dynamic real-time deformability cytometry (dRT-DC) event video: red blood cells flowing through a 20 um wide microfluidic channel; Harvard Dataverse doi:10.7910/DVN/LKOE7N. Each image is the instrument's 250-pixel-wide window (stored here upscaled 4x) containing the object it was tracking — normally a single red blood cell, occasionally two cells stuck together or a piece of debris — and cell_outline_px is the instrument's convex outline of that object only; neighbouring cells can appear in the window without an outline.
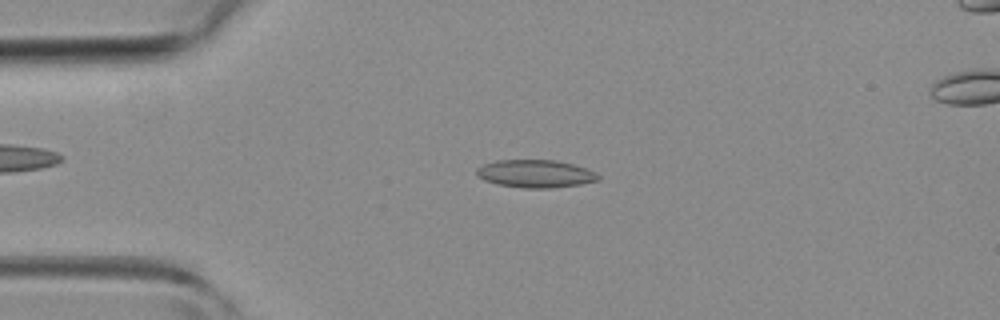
{"species": "common noctule bat (a hibernating species)", "species_latin": "Nyctalus noctula", "temperature_condition": "room temperature", "stored_images_in_passage": 44, "camera_frame_rate_fps": 3000, "um_per_image_px": 0.085, "animal": {"sex": "female", "body_mass_g": 19.3, "forearm_length_mm": 54.1}, "frame": {"image": 1, "passage_image": 9, "time_ms": 2.667, "image_size_px": [1000, 320], "cell_outline_px": [[600, 180], [580, 184], [552, 188], [520, 188], [496, 184], [484, 180], [476, 172], [476, 168], [484, 164], [496, 160], [556, 160], [572, 164], [596, 172], [600, 176]], "centroid_in_image_um": [45.51, 14.77], "position_along_channel_um": 39.5, "area_um2": 19.71}}
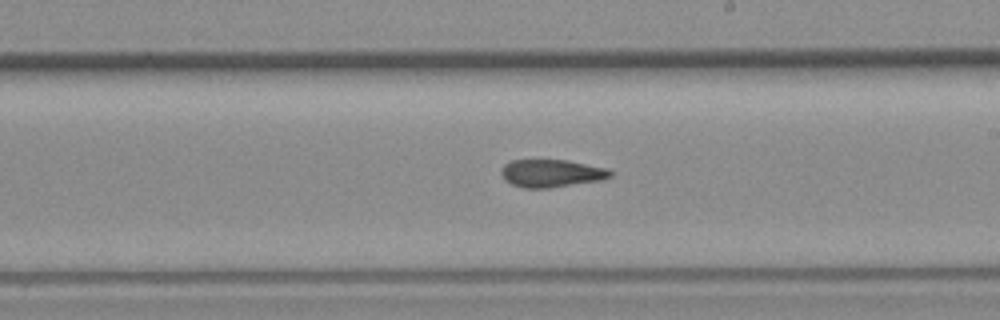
{"frame": {"image": 2, "passage_image": 24, "time_ms": 7.667, "image_size_px": [1000, 320], "cell_outline_px": [[612, 176], [600, 180], [548, 188], [524, 188], [512, 184], [504, 180], [500, 172], [504, 164], [512, 160], [568, 160], [608, 168], [612, 172]], "centroid_in_image_um": [46.86, 14.72], "position_along_channel_um": 242.1, "area_um2": 17.63}}
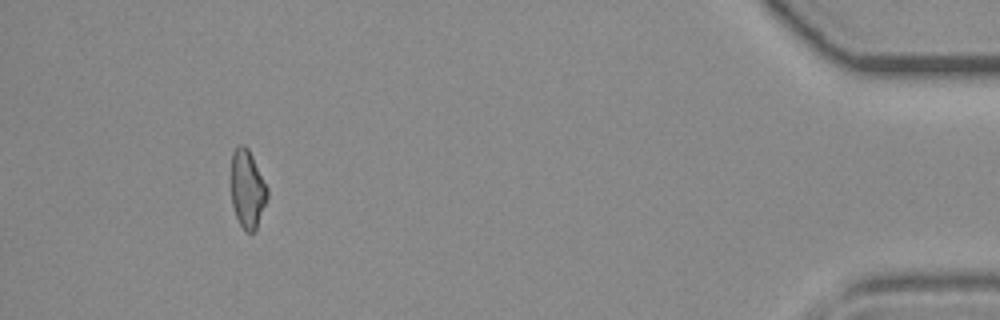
{"frame": {"image": 3, "passage_image": 40, "time_ms": 13.0, "image_size_px": [1000, 320], "cell_outline_px": [[268, 196], [256, 228], [252, 232], [248, 232], [240, 224], [236, 216], [232, 204], [232, 152], [240, 144], [244, 144], [248, 148], [268, 188]], "centroid_in_image_um": [21.03, 16.04], "position_along_channel_um": 414.2, "area_um2": 16.13}}